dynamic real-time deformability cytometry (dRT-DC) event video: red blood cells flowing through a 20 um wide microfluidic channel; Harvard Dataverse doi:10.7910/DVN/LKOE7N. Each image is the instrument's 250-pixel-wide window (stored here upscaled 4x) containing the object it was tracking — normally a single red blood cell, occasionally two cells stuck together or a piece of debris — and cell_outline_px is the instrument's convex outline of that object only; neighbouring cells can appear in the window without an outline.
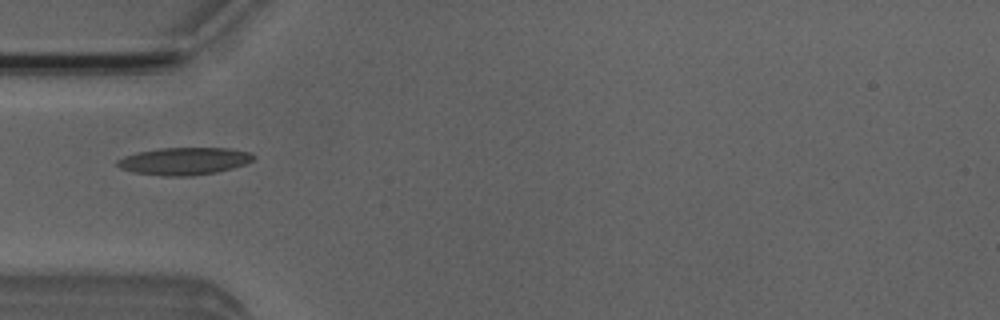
{"species": "Egyptian fruit bat (a non-hibernating species)", "species_latin": "Rousettus aegyptiacus", "temperature_condition": "room temperature", "stored_images_in_passage": 5, "camera_frame_rate_fps": 3000, "um_per_image_px": 0.085, "animal": {"sex": "male"}, "frame": {"image": 1, "passage_image": 5, "time_ms": 4.667, "image_size_px": [1000, 320], "cell_outline_px": [[256, 156], [252, 160], [244, 164], [232, 168], [216, 172], [192, 176], [160, 176], [132, 172], [120, 168], [116, 164], [116, 160], [124, 156], [136, 152], [160, 148], [228, 148], [252, 152]], "centroid_in_image_um": [15.63, 13.69], "position_along_channel_um": 69.4, "area_um2": 21.91}}